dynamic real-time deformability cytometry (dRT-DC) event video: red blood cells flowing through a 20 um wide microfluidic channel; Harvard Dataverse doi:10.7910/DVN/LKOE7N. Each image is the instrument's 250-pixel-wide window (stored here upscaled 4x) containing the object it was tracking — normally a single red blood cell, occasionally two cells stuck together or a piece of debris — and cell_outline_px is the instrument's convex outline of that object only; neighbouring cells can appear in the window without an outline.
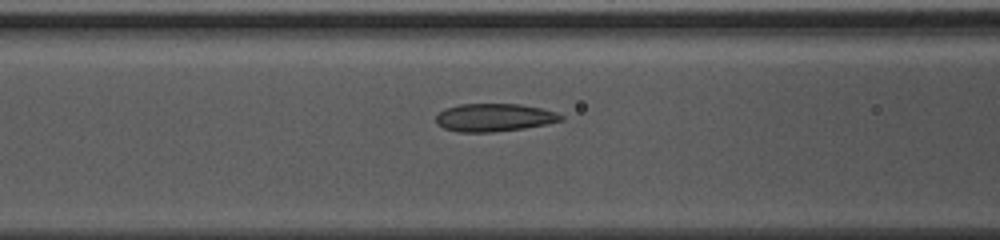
{"species": "common noctule bat (a hibernating species)", "species_latin": "Nyctalus noctula", "temperature_condition": "warm", "stored_images_in_passage": 48, "camera_frame_rate_fps": 3000, "um_per_image_px": 0.085, "animal": {"sex": "female", "body_mass_g": 10.0, "forearm_length_mm": 53.1}, "frame": {"image": 1, "passage_image": 20, "time_ms": 6.333, "image_size_px": [1000, 240], "cell_outline_px": [[564, 120], [548, 124], [524, 128], [492, 132], [460, 132], [444, 128], [436, 124], [436, 116], [444, 108], [460, 104], [520, 104], [540, 108], [556, 112], [564, 116]], "centroid_in_image_um": [42.02, 9.99], "position_along_channel_um": 124.6, "area_um2": 20.4}}
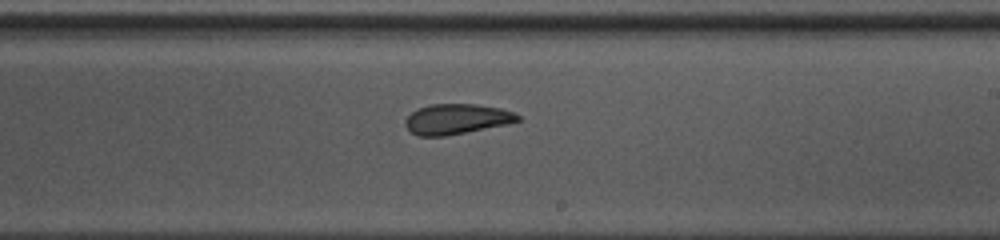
{"frame": {"image": 2, "passage_image": 29, "time_ms": 9.333, "image_size_px": [1000, 240], "cell_outline_px": [[520, 120], [508, 124], [444, 136], [416, 136], [404, 124], [404, 120], [416, 108], [432, 104], [476, 104], [500, 108], [512, 112], [520, 116]], "centroid_in_image_um": [38.78, 10.11], "position_along_channel_um": 250.2, "area_um2": 19.77}}
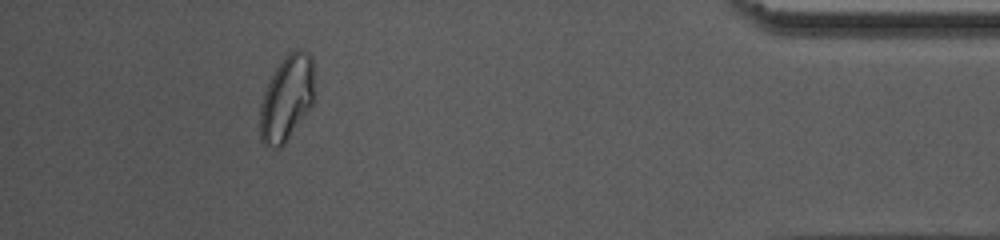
{"frame": {"image": 3, "passage_image": 44, "time_ms": 14.333, "image_size_px": [1000, 240], "cell_outline_px": [[312, 104], [284, 144], [280, 148], [276, 148], [264, 144], [260, 140], [260, 104], [264, 92], [276, 68], [284, 56], [296, 48], [300, 48], [308, 52], [312, 56]], "centroid_in_image_um": [24.34, 8.34], "position_along_channel_um": 410.9, "area_um2": 26.65}, "authors_computed_cell_mechanics": {"area_um2": 21.6172, "velocity_mm_per_s": 4.1815, "shape_relaxation_time_tau1_ms": null, "shape_relaxation_time_tau2_ms": 2.2748, "deformation_change_tau1": null, "deformation_change_tau2": 0.0664}}